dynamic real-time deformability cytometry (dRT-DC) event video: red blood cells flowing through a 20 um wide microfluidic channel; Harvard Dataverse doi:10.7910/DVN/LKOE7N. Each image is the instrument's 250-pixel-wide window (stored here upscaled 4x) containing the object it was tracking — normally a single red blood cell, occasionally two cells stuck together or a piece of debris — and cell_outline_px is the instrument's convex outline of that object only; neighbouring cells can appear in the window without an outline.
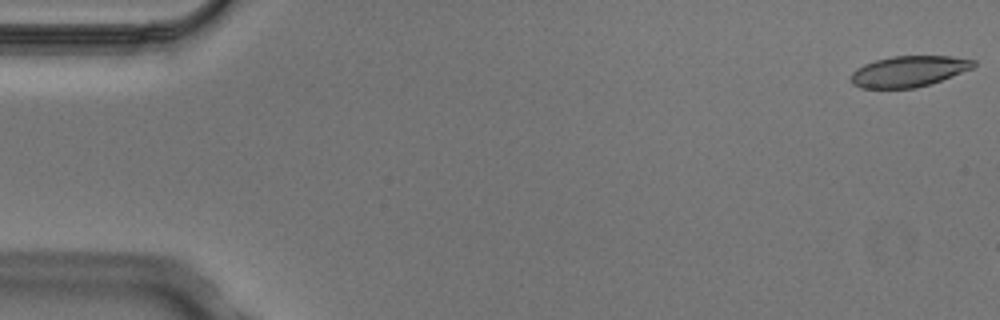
{"species": "Egyptian fruit bat (a non-hibernating species)", "species_latin": "Rousettus aegyptiacus", "temperature_condition": "cold", "stored_images_in_passage": 2, "camera_frame_rate_fps": 3000, "um_per_image_px": 0.085, "animal": {"sex": "male"}, "frame": {"image": 1, "passage_image": 1, "time_ms": 0.0, "image_size_px": [1000, 320], "cell_outline_px": [[976, 64], [972, 68], [952, 76], [916, 88], [860, 88], [852, 84], [852, 72], [856, 68], [864, 64], [876, 60], [892, 56], [952, 56], [976, 60]], "centroid_in_image_um": [77.24, 6.06], "position_along_channel_um": 7.8, "area_um2": 21.96}}